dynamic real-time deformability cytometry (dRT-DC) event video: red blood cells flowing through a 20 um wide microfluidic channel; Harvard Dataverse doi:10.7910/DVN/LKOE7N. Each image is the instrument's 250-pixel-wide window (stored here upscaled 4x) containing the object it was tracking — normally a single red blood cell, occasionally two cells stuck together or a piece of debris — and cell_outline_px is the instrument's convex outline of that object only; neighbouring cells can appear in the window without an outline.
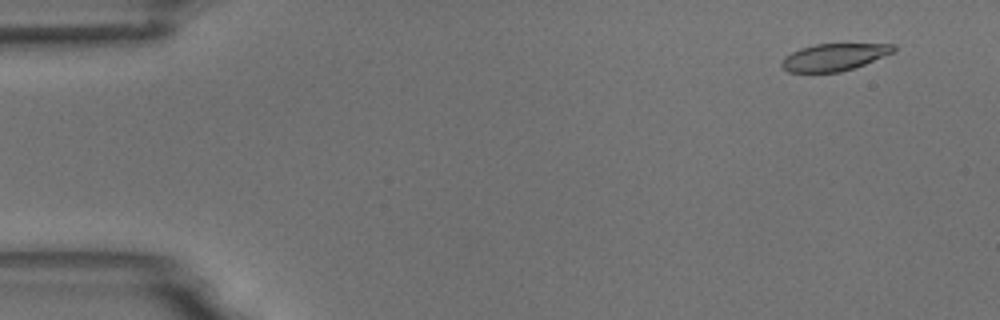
{"species": "common noctule bat (a hibernating species)", "species_latin": "Nyctalus noctula", "temperature_condition": "room temperature", "stored_images_in_passage": 5, "camera_frame_rate_fps": 3000, "um_per_image_px": 0.085, "animal": {"sex": "male", "body_mass_g": 18.8}, "frame": {"image": 1, "passage_image": 1, "time_ms": 0.0, "image_size_px": [1000, 320], "cell_outline_px": [[896, 48], [892, 52], [864, 64], [840, 72], [788, 72], [780, 64], [784, 56], [800, 48], [816, 44], [896, 44]], "centroid_in_image_um": [70.86, 4.85], "position_along_channel_um": 14.1, "area_um2": 17.46}}
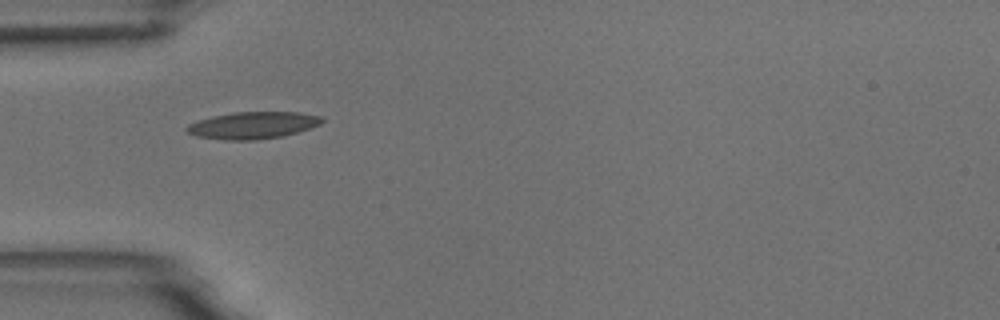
{"frame": {"image": 2, "passage_image": 4, "time_ms": 4.333, "image_size_px": [1000, 320], "cell_outline_px": [[324, 120], [320, 124], [312, 128], [284, 136], [256, 140], [224, 140], [196, 136], [188, 132], [184, 128], [188, 124], [212, 116], [232, 112], [300, 112], [320, 116]], "centroid_in_image_um": [21.5, 10.65], "position_along_channel_um": 63.5, "area_um2": 21.39}}